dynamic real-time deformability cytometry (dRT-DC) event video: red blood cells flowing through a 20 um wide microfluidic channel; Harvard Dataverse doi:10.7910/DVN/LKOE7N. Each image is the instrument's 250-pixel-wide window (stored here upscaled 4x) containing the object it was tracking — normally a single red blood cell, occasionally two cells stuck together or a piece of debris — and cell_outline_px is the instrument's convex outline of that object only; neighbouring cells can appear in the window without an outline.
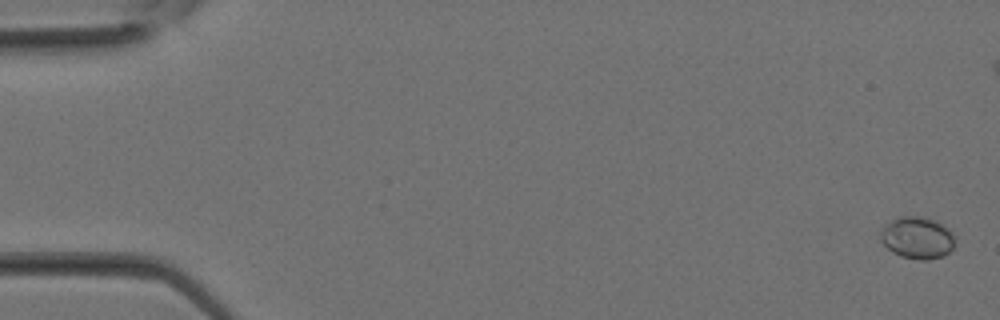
{"species": "Egyptian fruit bat (a non-hibernating species)", "species_latin": "Rousettus aegyptiacus", "temperature_condition": "room temperature", "stored_images_in_passage": 33, "camera_frame_rate_fps": 3000, "um_per_image_px": 0.085, "animal": {"sex": "female"}, "frame": {"image": 1, "passage_image": 1, "time_ms": 0.0, "image_size_px": [1000, 320], "cell_outline_px": [[956, 244], [944, 256], [928, 260], [916, 260], [900, 256], [892, 252], [880, 240], [880, 232], [884, 224], [888, 220], [896, 216], [924, 216], [936, 220], [952, 232], [956, 236]], "centroid_in_image_um": [77.96, 20.2], "position_along_channel_um": 7.0, "area_um2": 18.79}}
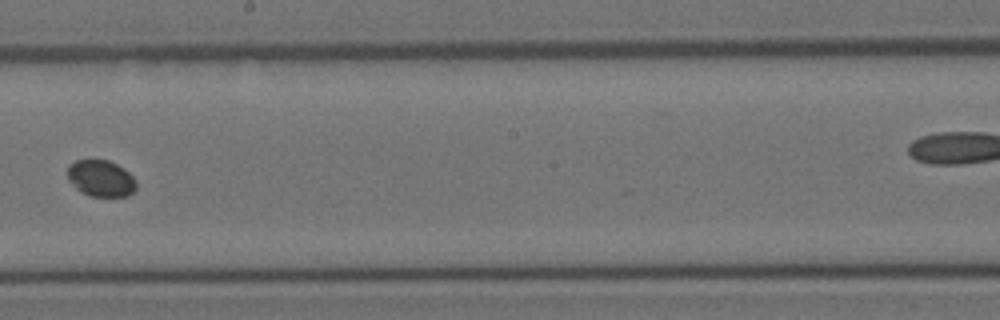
{"frame": {"image": 2, "passage_image": 19, "time_ms": 6.0, "image_size_px": [1000, 320], "cell_outline_px": [[136, 188], [128, 196], [88, 196], [80, 192], [68, 180], [68, 164], [76, 160], [108, 160], [124, 168], [136, 180]], "centroid_in_image_um": [8.56, 15.16], "position_along_channel_um": 239.6, "area_um2": 14.68}}
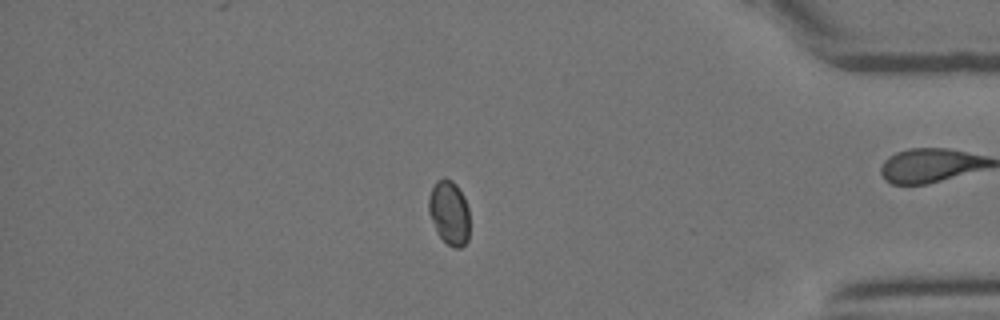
{"frame": {"image": 3, "passage_image": 28, "time_ms": 9.0, "image_size_px": [1000, 320], "cell_outline_px": [[468, 240], [460, 248], [452, 248], [436, 232], [428, 212], [428, 196], [436, 180], [452, 180], [456, 184], [464, 196], [468, 208]], "centroid_in_image_um": [38.17, 18.09], "position_along_channel_um": 397.0, "area_um2": 15.26}}